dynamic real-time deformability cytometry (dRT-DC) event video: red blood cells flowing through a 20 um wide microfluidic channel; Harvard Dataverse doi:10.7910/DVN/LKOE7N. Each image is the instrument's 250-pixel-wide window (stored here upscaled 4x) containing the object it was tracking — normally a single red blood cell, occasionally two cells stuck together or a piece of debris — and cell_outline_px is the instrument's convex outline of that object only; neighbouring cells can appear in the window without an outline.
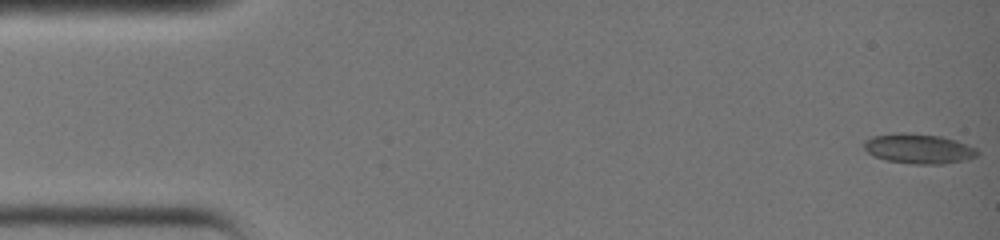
{"species": "common noctule bat (a hibernating species)", "species_latin": "Nyctalus noctula", "temperature_condition": "warm", "stored_images_in_passage": 6, "camera_frame_rate_fps": 3000, "um_per_image_px": 0.085, "animal": {"sex": "female", "body_mass_g": 19.0, "forearm_length_mm": 51.5}, "frame": {"image": 1, "passage_image": 1, "time_ms": 0.0, "image_size_px": [1000, 240], "cell_outline_px": [[980, 152], [976, 156], [960, 160], [940, 164], [916, 164], [888, 160], [876, 156], [868, 152], [864, 148], [864, 144], [868, 140], [876, 136], [936, 136], [952, 140], [976, 148]], "centroid_in_image_um": [78.14, 12.7], "position_along_channel_um": 6.9, "area_um2": 17.98}}